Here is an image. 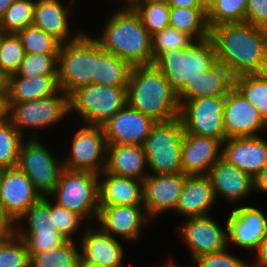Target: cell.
Masks as SVG:
<instances>
[{"label":"cell","mask_w":267,"mask_h":267,"mask_svg":"<svg viewBox=\"0 0 267 267\" xmlns=\"http://www.w3.org/2000/svg\"><path fill=\"white\" fill-rule=\"evenodd\" d=\"M175 263L176 262H173L172 260H169V262L167 261V264L163 265L162 267H180Z\"/></svg>","instance_id":"680465c9"},{"label":"cell","mask_w":267,"mask_h":267,"mask_svg":"<svg viewBox=\"0 0 267 267\" xmlns=\"http://www.w3.org/2000/svg\"><path fill=\"white\" fill-rule=\"evenodd\" d=\"M0 267H30L26 244L16 233L0 240Z\"/></svg>","instance_id":"b9f144b4"},{"label":"cell","mask_w":267,"mask_h":267,"mask_svg":"<svg viewBox=\"0 0 267 267\" xmlns=\"http://www.w3.org/2000/svg\"><path fill=\"white\" fill-rule=\"evenodd\" d=\"M217 0H199L201 7L207 12Z\"/></svg>","instance_id":"11a10c76"},{"label":"cell","mask_w":267,"mask_h":267,"mask_svg":"<svg viewBox=\"0 0 267 267\" xmlns=\"http://www.w3.org/2000/svg\"><path fill=\"white\" fill-rule=\"evenodd\" d=\"M51 214H54V221L61 235L67 240L73 241L72 235L78 231L84 218L75 212L57 205L54 201H51Z\"/></svg>","instance_id":"ee69618b"},{"label":"cell","mask_w":267,"mask_h":267,"mask_svg":"<svg viewBox=\"0 0 267 267\" xmlns=\"http://www.w3.org/2000/svg\"><path fill=\"white\" fill-rule=\"evenodd\" d=\"M73 240H67L58 248L30 256V267H76L80 249Z\"/></svg>","instance_id":"836d02e7"},{"label":"cell","mask_w":267,"mask_h":267,"mask_svg":"<svg viewBox=\"0 0 267 267\" xmlns=\"http://www.w3.org/2000/svg\"><path fill=\"white\" fill-rule=\"evenodd\" d=\"M222 141L184 133L181 168L186 176L208 175L212 166L222 158Z\"/></svg>","instance_id":"7402d4cb"},{"label":"cell","mask_w":267,"mask_h":267,"mask_svg":"<svg viewBox=\"0 0 267 267\" xmlns=\"http://www.w3.org/2000/svg\"><path fill=\"white\" fill-rule=\"evenodd\" d=\"M156 121L128 105L102 127L107 144L143 145Z\"/></svg>","instance_id":"ac0fdd59"},{"label":"cell","mask_w":267,"mask_h":267,"mask_svg":"<svg viewBox=\"0 0 267 267\" xmlns=\"http://www.w3.org/2000/svg\"><path fill=\"white\" fill-rule=\"evenodd\" d=\"M39 134H31L28 141L21 144L18 167L30 178L41 196H48L57 186L63 172L60 161L49 149L38 141Z\"/></svg>","instance_id":"8fae6325"},{"label":"cell","mask_w":267,"mask_h":267,"mask_svg":"<svg viewBox=\"0 0 267 267\" xmlns=\"http://www.w3.org/2000/svg\"><path fill=\"white\" fill-rule=\"evenodd\" d=\"M169 26L187 33L194 40L210 37L207 12L204 9L170 7Z\"/></svg>","instance_id":"1f68e13d"},{"label":"cell","mask_w":267,"mask_h":267,"mask_svg":"<svg viewBox=\"0 0 267 267\" xmlns=\"http://www.w3.org/2000/svg\"><path fill=\"white\" fill-rule=\"evenodd\" d=\"M217 63L215 46L210 37L195 40L186 48H172L162 53L154 65L177 93L188 78L201 76Z\"/></svg>","instance_id":"277c9868"},{"label":"cell","mask_w":267,"mask_h":267,"mask_svg":"<svg viewBox=\"0 0 267 267\" xmlns=\"http://www.w3.org/2000/svg\"><path fill=\"white\" fill-rule=\"evenodd\" d=\"M118 205H143V181L104 170L99 174V206Z\"/></svg>","instance_id":"83f0119b"},{"label":"cell","mask_w":267,"mask_h":267,"mask_svg":"<svg viewBox=\"0 0 267 267\" xmlns=\"http://www.w3.org/2000/svg\"><path fill=\"white\" fill-rule=\"evenodd\" d=\"M216 197L208 175L187 176L176 206V213L188 218L209 215Z\"/></svg>","instance_id":"484cf974"},{"label":"cell","mask_w":267,"mask_h":267,"mask_svg":"<svg viewBox=\"0 0 267 267\" xmlns=\"http://www.w3.org/2000/svg\"><path fill=\"white\" fill-rule=\"evenodd\" d=\"M216 199L222 196L230 203L247 198L254 191V179L234 165L219 159L208 172Z\"/></svg>","instance_id":"d4e9b609"},{"label":"cell","mask_w":267,"mask_h":267,"mask_svg":"<svg viewBox=\"0 0 267 267\" xmlns=\"http://www.w3.org/2000/svg\"><path fill=\"white\" fill-rule=\"evenodd\" d=\"M149 220L144 205L99 206L97 218L99 227L106 233L114 238L119 235L129 242L139 240L142 227Z\"/></svg>","instance_id":"ffe728a7"},{"label":"cell","mask_w":267,"mask_h":267,"mask_svg":"<svg viewBox=\"0 0 267 267\" xmlns=\"http://www.w3.org/2000/svg\"><path fill=\"white\" fill-rule=\"evenodd\" d=\"M6 103L7 101H0V121L6 117Z\"/></svg>","instance_id":"9f6ffc18"},{"label":"cell","mask_w":267,"mask_h":267,"mask_svg":"<svg viewBox=\"0 0 267 267\" xmlns=\"http://www.w3.org/2000/svg\"><path fill=\"white\" fill-rule=\"evenodd\" d=\"M74 134L71 150L63 160L72 171L102 173L106 168L107 143L102 126L87 125Z\"/></svg>","instance_id":"7c38bea8"},{"label":"cell","mask_w":267,"mask_h":267,"mask_svg":"<svg viewBox=\"0 0 267 267\" xmlns=\"http://www.w3.org/2000/svg\"><path fill=\"white\" fill-rule=\"evenodd\" d=\"M16 224L6 214L0 203V240L8 238L15 234Z\"/></svg>","instance_id":"7dc6e473"},{"label":"cell","mask_w":267,"mask_h":267,"mask_svg":"<svg viewBox=\"0 0 267 267\" xmlns=\"http://www.w3.org/2000/svg\"><path fill=\"white\" fill-rule=\"evenodd\" d=\"M1 44H2V32L0 31V48H1Z\"/></svg>","instance_id":"94428289"},{"label":"cell","mask_w":267,"mask_h":267,"mask_svg":"<svg viewBox=\"0 0 267 267\" xmlns=\"http://www.w3.org/2000/svg\"><path fill=\"white\" fill-rule=\"evenodd\" d=\"M76 267H100V266L93 265V264H88V263L84 262L81 258H79Z\"/></svg>","instance_id":"6f0895ef"},{"label":"cell","mask_w":267,"mask_h":267,"mask_svg":"<svg viewBox=\"0 0 267 267\" xmlns=\"http://www.w3.org/2000/svg\"><path fill=\"white\" fill-rule=\"evenodd\" d=\"M69 5L60 0H36L34 6L33 25L42 29L61 44L77 39L83 32L72 36L69 25Z\"/></svg>","instance_id":"4316f807"},{"label":"cell","mask_w":267,"mask_h":267,"mask_svg":"<svg viewBox=\"0 0 267 267\" xmlns=\"http://www.w3.org/2000/svg\"><path fill=\"white\" fill-rule=\"evenodd\" d=\"M194 41L187 33L170 26L166 27L151 36V50L154 61L165 51L172 48H186Z\"/></svg>","instance_id":"7bdbcfd3"},{"label":"cell","mask_w":267,"mask_h":267,"mask_svg":"<svg viewBox=\"0 0 267 267\" xmlns=\"http://www.w3.org/2000/svg\"><path fill=\"white\" fill-rule=\"evenodd\" d=\"M12 122L4 117L0 121V168L17 167L19 162L20 147L25 139Z\"/></svg>","instance_id":"e575fe53"},{"label":"cell","mask_w":267,"mask_h":267,"mask_svg":"<svg viewBox=\"0 0 267 267\" xmlns=\"http://www.w3.org/2000/svg\"><path fill=\"white\" fill-rule=\"evenodd\" d=\"M225 96L203 97L187 101L180 108L184 132L198 136L226 139L223 125Z\"/></svg>","instance_id":"4fadbf2b"},{"label":"cell","mask_w":267,"mask_h":267,"mask_svg":"<svg viewBox=\"0 0 267 267\" xmlns=\"http://www.w3.org/2000/svg\"><path fill=\"white\" fill-rule=\"evenodd\" d=\"M25 52L22 42L17 33H3L2 44L0 48V70L8 77L16 74Z\"/></svg>","instance_id":"f35d334b"},{"label":"cell","mask_w":267,"mask_h":267,"mask_svg":"<svg viewBox=\"0 0 267 267\" xmlns=\"http://www.w3.org/2000/svg\"><path fill=\"white\" fill-rule=\"evenodd\" d=\"M184 133L180 116L169 121H158L153 125L143 144L151 174L182 172L181 150Z\"/></svg>","instance_id":"5b68a950"},{"label":"cell","mask_w":267,"mask_h":267,"mask_svg":"<svg viewBox=\"0 0 267 267\" xmlns=\"http://www.w3.org/2000/svg\"><path fill=\"white\" fill-rule=\"evenodd\" d=\"M59 90L58 75H41L34 78L9 76L7 103L47 98Z\"/></svg>","instance_id":"f546056e"},{"label":"cell","mask_w":267,"mask_h":267,"mask_svg":"<svg viewBox=\"0 0 267 267\" xmlns=\"http://www.w3.org/2000/svg\"><path fill=\"white\" fill-rule=\"evenodd\" d=\"M223 125L226 139L253 137L267 127L257 108L235 87L225 96Z\"/></svg>","instance_id":"2e32d148"},{"label":"cell","mask_w":267,"mask_h":267,"mask_svg":"<svg viewBox=\"0 0 267 267\" xmlns=\"http://www.w3.org/2000/svg\"><path fill=\"white\" fill-rule=\"evenodd\" d=\"M234 87V77L221 63H216L201 76L188 78L176 93L180 108L189 100L203 97L226 96Z\"/></svg>","instance_id":"603a6c76"},{"label":"cell","mask_w":267,"mask_h":267,"mask_svg":"<svg viewBox=\"0 0 267 267\" xmlns=\"http://www.w3.org/2000/svg\"><path fill=\"white\" fill-rule=\"evenodd\" d=\"M25 219L28 226L24 229L22 220L24 222ZM15 233L24 240L29 256L58 248L67 241L55 224L51 200L47 196L26 211L16 223Z\"/></svg>","instance_id":"30bf717a"},{"label":"cell","mask_w":267,"mask_h":267,"mask_svg":"<svg viewBox=\"0 0 267 267\" xmlns=\"http://www.w3.org/2000/svg\"><path fill=\"white\" fill-rule=\"evenodd\" d=\"M14 0H0V20Z\"/></svg>","instance_id":"db71d44e"},{"label":"cell","mask_w":267,"mask_h":267,"mask_svg":"<svg viewBox=\"0 0 267 267\" xmlns=\"http://www.w3.org/2000/svg\"><path fill=\"white\" fill-rule=\"evenodd\" d=\"M222 159L253 179L267 166V140L262 137H235L222 143Z\"/></svg>","instance_id":"44dd1931"},{"label":"cell","mask_w":267,"mask_h":267,"mask_svg":"<svg viewBox=\"0 0 267 267\" xmlns=\"http://www.w3.org/2000/svg\"><path fill=\"white\" fill-rule=\"evenodd\" d=\"M145 167L147 162L143 145L107 144V173L143 181L149 175Z\"/></svg>","instance_id":"f1b7e54d"},{"label":"cell","mask_w":267,"mask_h":267,"mask_svg":"<svg viewBox=\"0 0 267 267\" xmlns=\"http://www.w3.org/2000/svg\"><path fill=\"white\" fill-rule=\"evenodd\" d=\"M36 0H14L0 20V31L17 33L27 26H33Z\"/></svg>","instance_id":"d590c367"},{"label":"cell","mask_w":267,"mask_h":267,"mask_svg":"<svg viewBox=\"0 0 267 267\" xmlns=\"http://www.w3.org/2000/svg\"><path fill=\"white\" fill-rule=\"evenodd\" d=\"M183 172L172 174H150L143 180V205L150 219L176 211L179 196L186 180Z\"/></svg>","instance_id":"e0dca14e"},{"label":"cell","mask_w":267,"mask_h":267,"mask_svg":"<svg viewBox=\"0 0 267 267\" xmlns=\"http://www.w3.org/2000/svg\"><path fill=\"white\" fill-rule=\"evenodd\" d=\"M95 69V38L82 33L62 44L58 55V84L67 95L92 83Z\"/></svg>","instance_id":"ba28073f"},{"label":"cell","mask_w":267,"mask_h":267,"mask_svg":"<svg viewBox=\"0 0 267 267\" xmlns=\"http://www.w3.org/2000/svg\"><path fill=\"white\" fill-rule=\"evenodd\" d=\"M234 87L257 108L267 122V72L234 77Z\"/></svg>","instance_id":"d6a6232c"},{"label":"cell","mask_w":267,"mask_h":267,"mask_svg":"<svg viewBox=\"0 0 267 267\" xmlns=\"http://www.w3.org/2000/svg\"><path fill=\"white\" fill-rule=\"evenodd\" d=\"M122 9L121 7L118 11H136L142 4L146 2V0H127Z\"/></svg>","instance_id":"f5cc1de1"},{"label":"cell","mask_w":267,"mask_h":267,"mask_svg":"<svg viewBox=\"0 0 267 267\" xmlns=\"http://www.w3.org/2000/svg\"><path fill=\"white\" fill-rule=\"evenodd\" d=\"M101 32L99 38H95L100 46L132 67L154 63L151 35L135 11L116 10Z\"/></svg>","instance_id":"3957f363"},{"label":"cell","mask_w":267,"mask_h":267,"mask_svg":"<svg viewBox=\"0 0 267 267\" xmlns=\"http://www.w3.org/2000/svg\"><path fill=\"white\" fill-rule=\"evenodd\" d=\"M81 238L80 258L100 267H121L124 260L123 246L117 238L106 233L101 227L86 229Z\"/></svg>","instance_id":"cb8c5ba5"},{"label":"cell","mask_w":267,"mask_h":267,"mask_svg":"<svg viewBox=\"0 0 267 267\" xmlns=\"http://www.w3.org/2000/svg\"><path fill=\"white\" fill-rule=\"evenodd\" d=\"M57 205L82 216L84 220L99 214V175L89 171L64 169L57 186L48 195Z\"/></svg>","instance_id":"52a82bcc"},{"label":"cell","mask_w":267,"mask_h":267,"mask_svg":"<svg viewBox=\"0 0 267 267\" xmlns=\"http://www.w3.org/2000/svg\"><path fill=\"white\" fill-rule=\"evenodd\" d=\"M267 193V166H265L254 178V191Z\"/></svg>","instance_id":"681fc988"},{"label":"cell","mask_w":267,"mask_h":267,"mask_svg":"<svg viewBox=\"0 0 267 267\" xmlns=\"http://www.w3.org/2000/svg\"><path fill=\"white\" fill-rule=\"evenodd\" d=\"M9 77L0 70V101H7Z\"/></svg>","instance_id":"816d5d0a"},{"label":"cell","mask_w":267,"mask_h":267,"mask_svg":"<svg viewBox=\"0 0 267 267\" xmlns=\"http://www.w3.org/2000/svg\"><path fill=\"white\" fill-rule=\"evenodd\" d=\"M225 230L209 215L188 218L178 227L185 244L191 249L192 261L199 257L228 248Z\"/></svg>","instance_id":"9a60e30c"},{"label":"cell","mask_w":267,"mask_h":267,"mask_svg":"<svg viewBox=\"0 0 267 267\" xmlns=\"http://www.w3.org/2000/svg\"><path fill=\"white\" fill-rule=\"evenodd\" d=\"M217 62L233 77L267 72V29L251 23H227L210 29Z\"/></svg>","instance_id":"6da1fadb"},{"label":"cell","mask_w":267,"mask_h":267,"mask_svg":"<svg viewBox=\"0 0 267 267\" xmlns=\"http://www.w3.org/2000/svg\"><path fill=\"white\" fill-rule=\"evenodd\" d=\"M146 2H168V0H146Z\"/></svg>","instance_id":"91938a15"},{"label":"cell","mask_w":267,"mask_h":267,"mask_svg":"<svg viewBox=\"0 0 267 267\" xmlns=\"http://www.w3.org/2000/svg\"><path fill=\"white\" fill-rule=\"evenodd\" d=\"M132 66L116 55L105 51L95 39V69L92 84L127 86Z\"/></svg>","instance_id":"4dcf8cb0"},{"label":"cell","mask_w":267,"mask_h":267,"mask_svg":"<svg viewBox=\"0 0 267 267\" xmlns=\"http://www.w3.org/2000/svg\"><path fill=\"white\" fill-rule=\"evenodd\" d=\"M255 251V264H250V267H267V236L261 240Z\"/></svg>","instance_id":"c3c4849f"},{"label":"cell","mask_w":267,"mask_h":267,"mask_svg":"<svg viewBox=\"0 0 267 267\" xmlns=\"http://www.w3.org/2000/svg\"><path fill=\"white\" fill-rule=\"evenodd\" d=\"M225 225L228 245L233 242L246 250H255L267 236V216L257 207L248 205L234 207Z\"/></svg>","instance_id":"d6986e66"},{"label":"cell","mask_w":267,"mask_h":267,"mask_svg":"<svg viewBox=\"0 0 267 267\" xmlns=\"http://www.w3.org/2000/svg\"><path fill=\"white\" fill-rule=\"evenodd\" d=\"M228 248L219 252L203 255L199 257L194 264L201 267H250L247 261L228 253Z\"/></svg>","instance_id":"f6af8a7d"},{"label":"cell","mask_w":267,"mask_h":267,"mask_svg":"<svg viewBox=\"0 0 267 267\" xmlns=\"http://www.w3.org/2000/svg\"><path fill=\"white\" fill-rule=\"evenodd\" d=\"M135 12L140 16L143 26L151 36L169 27L168 2H145Z\"/></svg>","instance_id":"60d3db41"},{"label":"cell","mask_w":267,"mask_h":267,"mask_svg":"<svg viewBox=\"0 0 267 267\" xmlns=\"http://www.w3.org/2000/svg\"><path fill=\"white\" fill-rule=\"evenodd\" d=\"M247 0H217L207 11L209 29L220 24L245 22Z\"/></svg>","instance_id":"74e56055"},{"label":"cell","mask_w":267,"mask_h":267,"mask_svg":"<svg viewBox=\"0 0 267 267\" xmlns=\"http://www.w3.org/2000/svg\"><path fill=\"white\" fill-rule=\"evenodd\" d=\"M170 7H181L189 9H203L199 0H168Z\"/></svg>","instance_id":"f907efd6"},{"label":"cell","mask_w":267,"mask_h":267,"mask_svg":"<svg viewBox=\"0 0 267 267\" xmlns=\"http://www.w3.org/2000/svg\"><path fill=\"white\" fill-rule=\"evenodd\" d=\"M67 115H70L69 95L62 90L47 98L6 103V117L21 135L28 132L25 129L51 127Z\"/></svg>","instance_id":"9c48e42d"},{"label":"cell","mask_w":267,"mask_h":267,"mask_svg":"<svg viewBox=\"0 0 267 267\" xmlns=\"http://www.w3.org/2000/svg\"><path fill=\"white\" fill-rule=\"evenodd\" d=\"M58 55L40 53L25 54L16 74L10 76L34 78L41 75H58Z\"/></svg>","instance_id":"ab89813d"},{"label":"cell","mask_w":267,"mask_h":267,"mask_svg":"<svg viewBox=\"0 0 267 267\" xmlns=\"http://www.w3.org/2000/svg\"><path fill=\"white\" fill-rule=\"evenodd\" d=\"M127 105L156 122L180 116L176 92L154 64L132 67L127 85Z\"/></svg>","instance_id":"7a4b0ae2"},{"label":"cell","mask_w":267,"mask_h":267,"mask_svg":"<svg viewBox=\"0 0 267 267\" xmlns=\"http://www.w3.org/2000/svg\"><path fill=\"white\" fill-rule=\"evenodd\" d=\"M245 22L267 29V0H247Z\"/></svg>","instance_id":"bcb514c9"},{"label":"cell","mask_w":267,"mask_h":267,"mask_svg":"<svg viewBox=\"0 0 267 267\" xmlns=\"http://www.w3.org/2000/svg\"><path fill=\"white\" fill-rule=\"evenodd\" d=\"M69 105L87 125L103 126L127 105V86H81L69 95Z\"/></svg>","instance_id":"8992f818"},{"label":"cell","mask_w":267,"mask_h":267,"mask_svg":"<svg viewBox=\"0 0 267 267\" xmlns=\"http://www.w3.org/2000/svg\"><path fill=\"white\" fill-rule=\"evenodd\" d=\"M25 54H59L61 43L36 26H27L17 32Z\"/></svg>","instance_id":"8d00e7d4"},{"label":"cell","mask_w":267,"mask_h":267,"mask_svg":"<svg viewBox=\"0 0 267 267\" xmlns=\"http://www.w3.org/2000/svg\"><path fill=\"white\" fill-rule=\"evenodd\" d=\"M42 198L30 178L17 166L0 172V203L16 224Z\"/></svg>","instance_id":"5bb4252c"}]
</instances>
